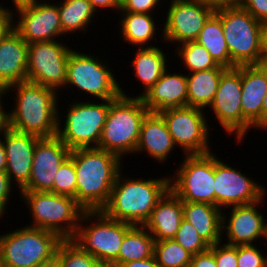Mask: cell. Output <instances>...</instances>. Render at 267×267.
I'll return each mask as SVG.
<instances>
[{
  "label": "cell",
  "mask_w": 267,
  "mask_h": 267,
  "mask_svg": "<svg viewBox=\"0 0 267 267\" xmlns=\"http://www.w3.org/2000/svg\"><path fill=\"white\" fill-rule=\"evenodd\" d=\"M69 157L76 170V202L85 211L102 210L109 202L123 159L97 147L72 149Z\"/></svg>",
  "instance_id": "cell-1"
},
{
  "label": "cell",
  "mask_w": 267,
  "mask_h": 267,
  "mask_svg": "<svg viewBox=\"0 0 267 267\" xmlns=\"http://www.w3.org/2000/svg\"><path fill=\"white\" fill-rule=\"evenodd\" d=\"M14 89L16 102L7 111L9 128L40 138L57 136L60 91L26 80L7 87L5 94Z\"/></svg>",
  "instance_id": "cell-2"
},
{
  "label": "cell",
  "mask_w": 267,
  "mask_h": 267,
  "mask_svg": "<svg viewBox=\"0 0 267 267\" xmlns=\"http://www.w3.org/2000/svg\"><path fill=\"white\" fill-rule=\"evenodd\" d=\"M121 172L116 177L109 202L102 211L109 218L132 225H144L157 202L169 190V177L134 179L123 177Z\"/></svg>",
  "instance_id": "cell-3"
},
{
  "label": "cell",
  "mask_w": 267,
  "mask_h": 267,
  "mask_svg": "<svg viewBox=\"0 0 267 267\" xmlns=\"http://www.w3.org/2000/svg\"><path fill=\"white\" fill-rule=\"evenodd\" d=\"M121 95L109 100V112L97 148L121 159L135 153L142 122L149 113L141 97H131L120 87ZM123 157V158H122Z\"/></svg>",
  "instance_id": "cell-4"
},
{
  "label": "cell",
  "mask_w": 267,
  "mask_h": 267,
  "mask_svg": "<svg viewBox=\"0 0 267 267\" xmlns=\"http://www.w3.org/2000/svg\"><path fill=\"white\" fill-rule=\"evenodd\" d=\"M132 226L130 223L109 218L102 210L84 211L70 240L82 251L91 254L100 264L114 266L117 264L123 238Z\"/></svg>",
  "instance_id": "cell-5"
},
{
  "label": "cell",
  "mask_w": 267,
  "mask_h": 267,
  "mask_svg": "<svg viewBox=\"0 0 267 267\" xmlns=\"http://www.w3.org/2000/svg\"><path fill=\"white\" fill-rule=\"evenodd\" d=\"M18 193L29 208L33 221L27 226L51 231L63 240L72 238L85 211L75 198L52 192Z\"/></svg>",
  "instance_id": "cell-6"
},
{
  "label": "cell",
  "mask_w": 267,
  "mask_h": 267,
  "mask_svg": "<svg viewBox=\"0 0 267 267\" xmlns=\"http://www.w3.org/2000/svg\"><path fill=\"white\" fill-rule=\"evenodd\" d=\"M214 14L221 20L231 61L236 66L261 65L260 21L240 6L219 8Z\"/></svg>",
  "instance_id": "cell-7"
},
{
  "label": "cell",
  "mask_w": 267,
  "mask_h": 267,
  "mask_svg": "<svg viewBox=\"0 0 267 267\" xmlns=\"http://www.w3.org/2000/svg\"><path fill=\"white\" fill-rule=\"evenodd\" d=\"M0 235V256L4 267H35L56 255L63 240L56 233L24 226Z\"/></svg>",
  "instance_id": "cell-8"
},
{
  "label": "cell",
  "mask_w": 267,
  "mask_h": 267,
  "mask_svg": "<svg viewBox=\"0 0 267 267\" xmlns=\"http://www.w3.org/2000/svg\"><path fill=\"white\" fill-rule=\"evenodd\" d=\"M76 101L69 104L63 125L58 114L57 136L70 150L98 147L109 112V100Z\"/></svg>",
  "instance_id": "cell-9"
},
{
  "label": "cell",
  "mask_w": 267,
  "mask_h": 267,
  "mask_svg": "<svg viewBox=\"0 0 267 267\" xmlns=\"http://www.w3.org/2000/svg\"><path fill=\"white\" fill-rule=\"evenodd\" d=\"M103 59L72 49L69 53L66 85L85 91L92 98L115 100L121 95V85Z\"/></svg>",
  "instance_id": "cell-10"
},
{
  "label": "cell",
  "mask_w": 267,
  "mask_h": 267,
  "mask_svg": "<svg viewBox=\"0 0 267 267\" xmlns=\"http://www.w3.org/2000/svg\"><path fill=\"white\" fill-rule=\"evenodd\" d=\"M183 156L175 176L169 175V189L181 201L215 206L214 153Z\"/></svg>",
  "instance_id": "cell-11"
},
{
  "label": "cell",
  "mask_w": 267,
  "mask_h": 267,
  "mask_svg": "<svg viewBox=\"0 0 267 267\" xmlns=\"http://www.w3.org/2000/svg\"><path fill=\"white\" fill-rule=\"evenodd\" d=\"M158 113L163 117L176 147L184 150V155H202L211 152L209 145L211 130L204 109L192 106L172 107Z\"/></svg>",
  "instance_id": "cell-12"
},
{
  "label": "cell",
  "mask_w": 267,
  "mask_h": 267,
  "mask_svg": "<svg viewBox=\"0 0 267 267\" xmlns=\"http://www.w3.org/2000/svg\"><path fill=\"white\" fill-rule=\"evenodd\" d=\"M241 100V66L227 68L220 77L216 95L209 107L220 127L229 135H236L237 143H242L248 130L254 128L243 117Z\"/></svg>",
  "instance_id": "cell-13"
},
{
  "label": "cell",
  "mask_w": 267,
  "mask_h": 267,
  "mask_svg": "<svg viewBox=\"0 0 267 267\" xmlns=\"http://www.w3.org/2000/svg\"><path fill=\"white\" fill-rule=\"evenodd\" d=\"M71 50L72 48L60 40L29 43L27 81L53 88L57 92L61 88H66Z\"/></svg>",
  "instance_id": "cell-14"
},
{
  "label": "cell",
  "mask_w": 267,
  "mask_h": 267,
  "mask_svg": "<svg viewBox=\"0 0 267 267\" xmlns=\"http://www.w3.org/2000/svg\"><path fill=\"white\" fill-rule=\"evenodd\" d=\"M161 35L168 44L196 41L205 23L215 13V9L201 0H171L167 6Z\"/></svg>",
  "instance_id": "cell-15"
},
{
  "label": "cell",
  "mask_w": 267,
  "mask_h": 267,
  "mask_svg": "<svg viewBox=\"0 0 267 267\" xmlns=\"http://www.w3.org/2000/svg\"><path fill=\"white\" fill-rule=\"evenodd\" d=\"M215 206L221 209L260 201L266 194L265 187L220 160L214 153Z\"/></svg>",
  "instance_id": "cell-16"
},
{
  "label": "cell",
  "mask_w": 267,
  "mask_h": 267,
  "mask_svg": "<svg viewBox=\"0 0 267 267\" xmlns=\"http://www.w3.org/2000/svg\"><path fill=\"white\" fill-rule=\"evenodd\" d=\"M47 2L38 1L30 7L17 10V16L14 15L13 28L27 44L60 40L56 38L64 36L57 3Z\"/></svg>",
  "instance_id": "cell-17"
},
{
  "label": "cell",
  "mask_w": 267,
  "mask_h": 267,
  "mask_svg": "<svg viewBox=\"0 0 267 267\" xmlns=\"http://www.w3.org/2000/svg\"><path fill=\"white\" fill-rule=\"evenodd\" d=\"M70 149L58 137L40 138L36 142L31 175L21 191L52 192L55 175L69 157Z\"/></svg>",
  "instance_id": "cell-18"
},
{
  "label": "cell",
  "mask_w": 267,
  "mask_h": 267,
  "mask_svg": "<svg viewBox=\"0 0 267 267\" xmlns=\"http://www.w3.org/2000/svg\"><path fill=\"white\" fill-rule=\"evenodd\" d=\"M263 197L260 201L246 205H234L224 208H230V215L222 212V230L225 229L227 245H258L253 241L265 238V222L264 214L258 209L259 205L264 201ZM259 204V205H258ZM232 207V208H231ZM228 218V219H227Z\"/></svg>",
  "instance_id": "cell-19"
},
{
  "label": "cell",
  "mask_w": 267,
  "mask_h": 267,
  "mask_svg": "<svg viewBox=\"0 0 267 267\" xmlns=\"http://www.w3.org/2000/svg\"><path fill=\"white\" fill-rule=\"evenodd\" d=\"M40 137L17 132L8 128L3 134V145L6 152V173L19 192L28 184L34 157L36 142Z\"/></svg>",
  "instance_id": "cell-20"
},
{
  "label": "cell",
  "mask_w": 267,
  "mask_h": 267,
  "mask_svg": "<svg viewBox=\"0 0 267 267\" xmlns=\"http://www.w3.org/2000/svg\"><path fill=\"white\" fill-rule=\"evenodd\" d=\"M242 114L254 127L262 130V104L267 94V64L241 65Z\"/></svg>",
  "instance_id": "cell-21"
},
{
  "label": "cell",
  "mask_w": 267,
  "mask_h": 267,
  "mask_svg": "<svg viewBox=\"0 0 267 267\" xmlns=\"http://www.w3.org/2000/svg\"><path fill=\"white\" fill-rule=\"evenodd\" d=\"M28 44L13 28L0 41V85L7 87L27 80Z\"/></svg>",
  "instance_id": "cell-22"
},
{
  "label": "cell",
  "mask_w": 267,
  "mask_h": 267,
  "mask_svg": "<svg viewBox=\"0 0 267 267\" xmlns=\"http://www.w3.org/2000/svg\"><path fill=\"white\" fill-rule=\"evenodd\" d=\"M187 76L167 69L153 87L141 98L149 112L187 106Z\"/></svg>",
  "instance_id": "cell-23"
},
{
  "label": "cell",
  "mask_w": 267,
  "mask_h": 267,
  "mask_svg": "<svg viewBox=\"0 0 267 267\" xmlns=\"http://www.w3.org/2000/svg\"><path fill=\"white\" fill-rule=\"evenodd\" d=\"M175 146L163 117L158 112H149L142 122L135 154L146 152L152 159L164 163Z\"/></svg>",
  "instance_id": "cell-24"
},
{
  "label": "cell",
  "mask_w": 267,
  "mask_h": 267,
  "mask_svg": "<svg viewBox=\"0 0 267 267\" xmlns=\"http://www.w3.org/2000/svg\"><path fill=\"white\" fill-rule=\"evenodd\" d=\"M183 219V203L170 189L157 202L143 225L155 241L173 239Z\"/></svg>",
  "instance_id": "cell-25"
},
{
  "label": "cell",
  "mask_w": 267,
  "mask_h": 267,
  "mask_svg": "<svg viewBox=\"0 0 267 267\" xmlns=\"http://www.w3.org/2000/svg\"><path fill=\"white\" fill-rule=\"evenodd\" d=\"M183 203V219L194 226L198 234L209 245L223 242L222 212L218 206L200 202Z\"/></svg>",
  "instance_id": "cell-26"
},
{
  "label": "cell",
  "mask_w": 267,
  "mask_h": 267,
  "mask_svg": "<svg viewBox=\"0 0 267 267\" xmlns=\"http://www.w3.org/2000/svg\"><path fill=\"white\" fill-rule=\"evenodd\" d=\"M135 53V57L130 61L132 62L130 64L134 67L135 77L142 82L144 91L142 94L132 97H142L161 78L167 68L169 69L166 63L168 58L159 46L138 47Z\"/></svg>",
  "instance_id": "cell-27"
},
{
  "label": "cell",
  "mask_w": 267,
  "mask_h": 267,
  "mask_svg": "<svg viewBox=\"0 0 267 267\" xmlns=\"http://www.w3.org/2000/svg\"><path fill=\"white\" fill-rule=\"evenodd\" d=\"M227 68H212L188 73L187 106L207 109L216 95L222 73Z\"/></svg>",
  "instance_id": "cell-28"
},
{
  "label": "cell",
  "mask_w": 267,
  "mask_h": 267,
  "mask_svg": "<svg viewBox=\"0 0 267 267\" xmlns=\"http://www.w3.org/2000/svg\"><path fill=\"white\" fill-rule=\"evenodd\" d=\"M121 17L120 22V33L121 38L127 43L138 46V47H154L151 45V40L154 37H158L156 28L158 25L155 24L154 15L148 13H131V12H119ZM153 16V17H152Z\"/></svg>",
  "instance_id": "cell-29"
},
{
  "label": "cell",
  "mask_w": 267,
  "mask_h": 267,
  "mask_svg": "<svg viewBox=\"0 0 267 267\" xmlns=\"http://www.w3.org/2000/svg\"><path fill=\"white\" fill-rule=\"evenodd\" d=\"M154 237L143 225H133L123 238L117 264L153 257Z\"/></svg>",
  "instance_id": "cell-30"
},
{
  "label": "cell",
  "mask_w": 267,
  "mask_h": 267,
  "mask_svg": "<svg viewBox=\"0 0 267 267\" xmlns=\"http://www.w3.org/2000/svg\"><path fill=\"white\" fill-rule=\"evenodd\" d=\"M196 42L209 52L218 65L225 68L236 67L230 58L221 20L215 14H213L205 23Z\"/></svg>",
  "instance_id": "cell-31"
},
{
  "label": "cell",
  "mask_w": 267,
  "mask_h": 267,
  "mask_svg": "<svg viewBox=\"0 0 267 267\" xmlns=\"http://www.w3.org/2000/svg\"><path fill=\"white\" fill-rule=\"evenodd\" d=\"M57 6L64 35L88 30L95 13H98L88 0H62Z\"/></svg>",
  "instance_id": "cell-32"
},
{
  "label": "cell",
  "mask_w": 267,
  "mask_h": 267,
  "mask_svg": "<svg viewBox=\"0 0 267 267\" xmlns=\"http://www.w3.org/2000/svg\"><path fill=\"white\" fill-rule=\"evenodd\" d=\"M175 53L181 58L188 73L209 70L212 68H225L218 65L209 52L198 42L189 41L175 46Z\"/></svg>",
  "instance_id": "cell-33"
},
{
  "label": "cell",
  "mask_w": 267,
  "mask_h": 267,
  "mask_svg": "<svg viewBox=\"0 0 267 267\" xmlns=\"http://www.w3.org/2000/svg\"><path fill=\"white\" fill-rule=\"evenodd\" d=\"M153 256L160 267H189L193 257L174 239L155 241Z\"/></svg>",
  "instance_id": "cell-34"
},
{
  "label": "cell",
  "mask_w": 267,
  "mask_h": 267,
  "mask_svg": "<svg viewBox=\"0 0 267 267\" xmlns=\"http://www.w3.org/2000/svg\"><path fill=\"white\" fill-rule=\"evenodd\" d=\"M63 267H99L100 262L91 254L82 251L70 239L62 240L56 250Z\"/></svg>",
  "instance_id": "cell-35"
},
{
  "label": "cell",
  "mask_w": 267,
  "mask_h": 267,
  "mask_svg": "<svg viewBox=\"0 0 267 267\" xmlns=\"http://www.w3.org/2000/svg\"><path fill=\"white\" fill-rule=\"evenodd\" d=\"M77 178L74 161L68 157L59 167L53 185V193L75 198Z\"/></svg>",
  "instance_id": "cell-36"
},
{
  "label": "cell",
  "mask_w": 267,
  "mask_h": 267,
  "mask_svg": "<svg viewBox=\"0 0 267 267\" xmlns=\"http://www.w3.org/2000/svg\"><path fill=\"white\" fill-rule=\"evenodd\" d=\"M173 239L193 256L210 248L198 234L194 226L185 219H182L180 227Z\"/></svg>",
  "instance_id": "cell-37"
},
{
  "label": "cell",
  "mask_w": 267,
  "mask_h": 267,
  "mask_svg": "<svg viewBox=\"0 0 267 267\" xmlns=\"http://www.w3.org/2000/svg\"><path fill=\"white\" fill-rule=\"evenodd\" d=\"M256 245H238L237 263L238 267H263L266 253L262 254Z\"/></svg>",
  "instance_id": "cell-38"
},
{
  "label": "cell",
  "mask_w": 267,
  "mask_h": 267,
  "mask_svg": "<svg viewBox=\"0 0 267 267\" xmlns=\"http://www.w3.org/2000/svg\"><path fill=\"white\" fill-rule=\"evenodd\" d=\"M215 256L217 267H238L237 246L217 243L210 246Z\"/></svg>",
  "instance_id": "cell-39"
},
{
  "label": "cell",
  "mask_w": 267,
  "mask_h": 267,
  "mask_svg": "<svg viewBox=\"0 0 267 267\" xmlns=\"http://www.w3.org/2000/svg\"><path fill=\"white\" fill-rule=\"evenodd\" d=\"M162 0H121L119 12L148 13L152 14L156 6L161 5Z\"/></svg>",
  "instance_id": "cell-40"
},
{
  "label": "cell",
  "mask_w": 267,
  "mask_h": 267,
  "mask_svg": "<svg viewBox=\"0 0 267 267\" xmlns=\"http://www.w3.org/2000/svg\"><path fill=\"white\" fill-rule=\"evenodd\" d=\"M258 21L267 20V0H241L239 5Z\"/></svg>",
  "instance_id": "cell-41"
},
{
  "label": "cell",
  "mask_w": 267,
  "mask_h": 267,
  "mask_svg": "<svg viewBox=\"0 0 267 267\" xmlns=\"http://www.w3.org/2000/svg\"><path fill=\"white\" fill-rule=\"evenodd\" d=\"M13 185L6 173V171H0V219L6 214V210L9 203V196L13 189Z\"/></svg>",
  "instance_id": "cell-42"
},
{
  "label": "cell",
  "mask_w": 267,
  "mask_h": 267,
  "mask_svg": "<svg viewBox=\"0 0 267 267\" xmlns=\"http://www.w3.org/2000/svg\"><path fill=\"white\" fill-rule=\"evenodd\" d=\"M14 13L0 4V41L13 29Z\"/></svg>",
  "instance_id": "cell-43"
},
{
  "label": "cell",
  "mask_w": 267,
  "mask_h": 267,
  "mask_svg": "<svg viewBox=\"0 0 267 267\" xmlns=\"http://www.w3.org/2000/svg\"><path fill=\"white\" fill-rule=\"evenodd\" d=\"M189 267H217L213 251L209 248L194 255Z\"/></svg>",
  "instance_id": "cell-44"
},
{
  "label": "cell",
  "mask_w": 267,
  "mask_h": 267,
  "mask_svg": "<svg viewBox=\"0 0 267 267\" xmlns=\"http://www.w3.org/2000/svg\"><path fill=\"white\" fill-rule=\"evenodd\" d=\"M93 9L96 11H100L102 8L103 10L114 9L115 11L119 12L121 8V0H88Z\"/></svg>",
  "instance_id": "cell-45"
},
{
  "label": "cell",
  "mask_w": 267,
  "mask_h": 267,
  "mask_svg": "<svg viewBox=\"0 0 267 267\" xmlns=\"http://www.w3.org/2000/svg\"><path fill=\"white\" fill-rule=\"evenodd\" d=\"M262 64H267V20L260 21Z\"/></svg>",
  "instance_id": "cell-46"
},
{
  "label": "cell",
  "mask_w": 267,
  "mask_h": 267,
  "mask_svg": "<svg viewBox=\"0 0 267 267\" xmlns=\"http://www.w3.org/2000/svg\"><path fill=\"white\" fill-rule=\"evenodd\" d=\"M113 267H160V266L157 264L153 256L144 260H135L132 262L115 264Z\"/></svg>",
  "instance_id": "cell-47"
},
{
  "label": "cell",
  "mask_w": 267,
  "mask_h": 267,
  "mask_svg": "<svg viewBox=\"0 0 267 267\" xmlns=\"http://www.w3.org/2000/svg\"><path fill=\"white\" fill-rule=\"evenodd\" d=\"M204 4L215 10L223 7L238 6L241 0H201Z\"/></svg>",
  "instance_id": "cell-48"
},
{
  "label": "cell",
  "mask_w": 267,
  "mask_h": 267,
  "mask_svg": "<svg viewBox=\"0 0 267 267\" xmlns=\"http://www.w3.org/2000/svg\"><path fill=\"white\" fill-rule=\"evenodd\" d=\"M8 128V112H6L4 106H0V137H2Z\"/></svg>",
  "instance_id": "cell-49"
},
{
  "label": "cell",
  "mask_w": 267,
  "mask_h": 267,
  "mask_svg": "<svg viewBox=\"0 0 267 267\" xmlns=\"http://www.w3.org/2000/svg\"><path fill=\"white\" fill-rule=\"evenodd\" d=\"M36 2H38V0H12V3L15 6V10H12V13L16 14L14 11L26 8V7H30L32 5H34Z\"/></svg>",
  "instance_id": "cell-50"
},
{
  "label": "cell",
  "mask_w": 267,
  "mask_h": 267,
  "mask_svg": "<svg viewBox=\"0 0 267 267\" xmlns=\"http://www.w3.org/2000/svg\"><path fill=\"white\" fill-rule=\"evenodd\" d=\"M35 267H63L60 259L57 255H54L51 259L40 262Z\"/></svg>",
  "instance_id": "cell-51"
},
{
  "label": "cell",
  "mask_w": 267,
  "mask_h": 267,
  "mask_svg": "<svg viewBox=\"0 0 267 267\" xmlns=\"http://www.w3.org/2000/svg\"><path fill=\"white\" fill-rule=\"evenodd\" d=\"M7 166L6 152L3 145V135L0 137V171H5Z\"/></svg>",
  "instance_id": "cell-52"
},
{
  "label": "cell",
  "mask_w": 267,
  "mask_h": 267,
  "mask_svg": "<svg viewBox=\"0 0 267 267\" xmlns=\"http://www.w3.org/2000/svg\"><path fill=\"white\" fill-rule=\"evenodd\" d=\"M262 129L267 130V94L262 104Z\"/></svg>",
  "instance_id": "cell-53"
},
{
  "label": "cell",
  "mask_w": 267,
  "mask_h": 267,
  "mask_svg": "<svg viewBox=\"0 0 267 267\" xmlns=\"http://www.w3.org/2000/svg\"><path fill=\"white\" fill-rule=\"evenodd\" d=\"M6 97V94H5V89L0 85V106H3L2 102H3V98ZM2 100V101H1Z\"/></svg>",
  "instance_id": "cell-54"
},
{
  "label": "cell",
  "mask_w": 267,
  "mask_h": 267,
  "mask_svg": "<svg viewBox=\"0 0 267 267\" xmlns=\"http://www.w3.org/2000/svg\"><path fill=\"white\" fill-rule=\"evenodd\" d=\"M265 238L266 239H263V240H267V222H265Z\"/></svg>",
  "instance_id": "cell-55"
},
{
  "label": "cell",
  "mask_w": 267,
  "mask_h": 267,
  "mask_svg": "<svg viewBox=\"0 0 267 267\" xmlns=\"http://www.w3.org/2000/svg\"><path fill=\"white\" fill-rule=\"evenodd\" d=\"M263 267H267V255H266L265 259H264V266Z\"/></svg>",
  "instance_id": "cell-56"
},
{
  "label": "cell",
  "mask_w": 267,
  "mask_h": 267,
  "mask_svg": "<svg viewBox=\"0 0 267 267\" xmlns=\"http://www.w3.org/2000/svg\"><path fill=\"white\" fill-rule=\"evenodd\" d=\"M0 267H4V264H3L1 256H0Z\"/></svg>",
  "instance_id": "cell-57"
},
{
  "label": "cell",
  "mask_w": 267,
  "mask_h": 267,
  "mask_svg": "<svg viewBox=\"0 0 267 267\" xmlns=\"http://www.w3.org/2000/svg\"><path fill=\"white\" fill-rule=\"evenodd\" d=\"M99 267H113V266H111V265H103V264H101Z\"/></svg>",
  "instance_id": "cell-58"
}]
</instances>
